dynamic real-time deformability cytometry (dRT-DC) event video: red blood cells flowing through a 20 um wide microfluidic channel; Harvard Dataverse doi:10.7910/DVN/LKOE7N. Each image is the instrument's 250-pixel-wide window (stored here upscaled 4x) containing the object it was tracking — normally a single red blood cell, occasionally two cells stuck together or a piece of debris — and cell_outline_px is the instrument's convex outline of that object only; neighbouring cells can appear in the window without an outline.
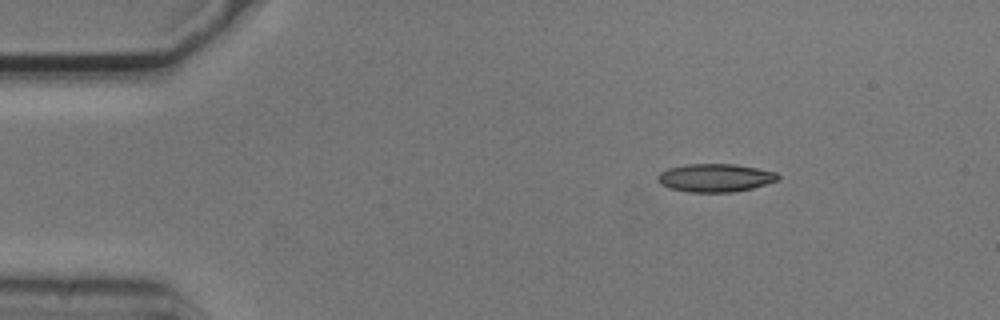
{"species": "common noctule bat (a hibernating species)", "species_latin": "Nyctalus noctula", "temperature_condition": "cold", "stored_images_in_passage": 4, "camera_frame_rate_fps": 3000, "um_per_image_px": 0.085, "animal": {"sex": "male", "body_mass_g": 20.5, "forearm_length_mm": 52.5}, "frame": {"image": 1, "passage_image": 4, "time_ms": 1.0, "image_size_px": [1000, 320], "cell_outline_px": [[780, 180], [752, 188], [732, 192], [688, 192], [668, 188], [660, 184], [656, 180], [656, 176], [660, 172], [668, 168], [684, 164], [736, 164], [776, 172], [780, 176]], "centroid_in_image_um": [60.76, 15.11], "position_along_channel_um": 24.2, "area_um2": 19.94}}